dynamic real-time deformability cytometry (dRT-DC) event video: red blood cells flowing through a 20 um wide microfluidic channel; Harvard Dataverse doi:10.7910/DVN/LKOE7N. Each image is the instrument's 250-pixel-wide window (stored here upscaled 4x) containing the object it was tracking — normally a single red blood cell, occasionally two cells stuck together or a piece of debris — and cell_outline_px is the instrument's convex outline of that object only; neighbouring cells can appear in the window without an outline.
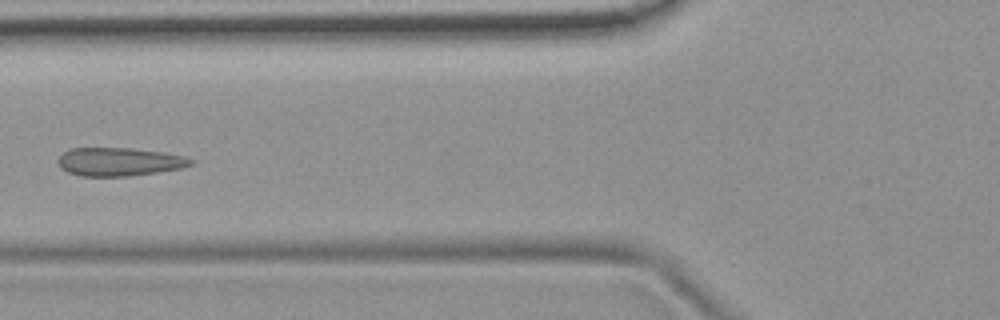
{"species": "common noctule bat (a hibernating species)", "species_latin": "Nyctalus noctula", "temperature_condition": "room temperature", "stored_images_in_passage": 6, "camera_frame_rate_fps": 3000, "um_per_image_px": 0.085, "animal": {"sex": "female", "body_mass_g": 19.9}, "frame": {"image": 1, "passage_image": 6, "time_ms": 5.667, "image_size_px": [1000, 320], "cell_outline_px": [[196, 164], [184, 168], [128, 176], [80, 176], [68, 172], [60, 168], [60, 156], [64, 152], [72, 148], [132, 148], [160, 152], [184, 156], [196, 160]], "centroid_in_image_um": [10.2, 13.75], "position_along_channel_um": 115.6, "area_um2": 21.91}}